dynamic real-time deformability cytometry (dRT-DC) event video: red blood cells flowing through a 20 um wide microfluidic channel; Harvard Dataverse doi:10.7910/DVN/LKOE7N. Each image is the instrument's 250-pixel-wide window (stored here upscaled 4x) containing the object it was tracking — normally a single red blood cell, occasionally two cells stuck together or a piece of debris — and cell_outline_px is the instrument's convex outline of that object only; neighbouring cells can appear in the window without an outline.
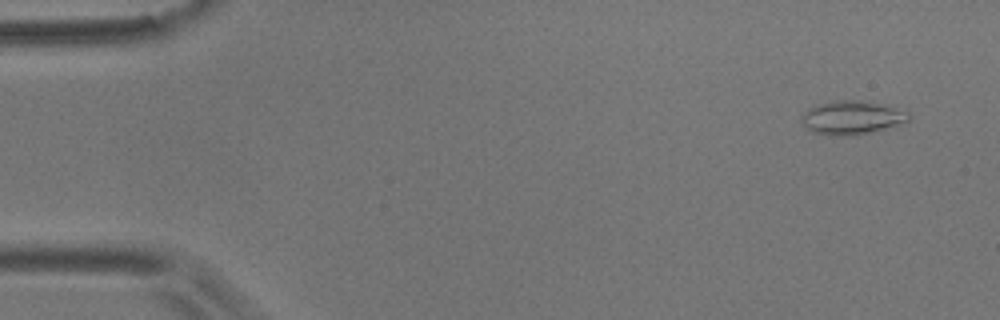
{"species": "common noctule bat (a hibernating species)", "species_latin": "Nyctalus noctula", "temperature_condition": "room temperature", "stored_images_in_passage": 5, "camera_frame_rate_fps": 3000, "um_per_image_px": 0.085, "animal": {"sex": "male", "body_mass_g": 17.9}, "frame": {"image": 1, "passage_image": 1, "time_ms": 0.0, "image_size_px": [1000, 320], "cell_outline_px": [[912, 116], [908, 124], [856, 136], [836, 136], [812, 132], [800, 120], [800, 116], [808, 108], [816, 104], [836, 100], [864, 100], [908, 112]], "centroid_in_image_um": [72.45, 10.02], "position_along_channel_um": 12.5, "area_um2": 21.56}}